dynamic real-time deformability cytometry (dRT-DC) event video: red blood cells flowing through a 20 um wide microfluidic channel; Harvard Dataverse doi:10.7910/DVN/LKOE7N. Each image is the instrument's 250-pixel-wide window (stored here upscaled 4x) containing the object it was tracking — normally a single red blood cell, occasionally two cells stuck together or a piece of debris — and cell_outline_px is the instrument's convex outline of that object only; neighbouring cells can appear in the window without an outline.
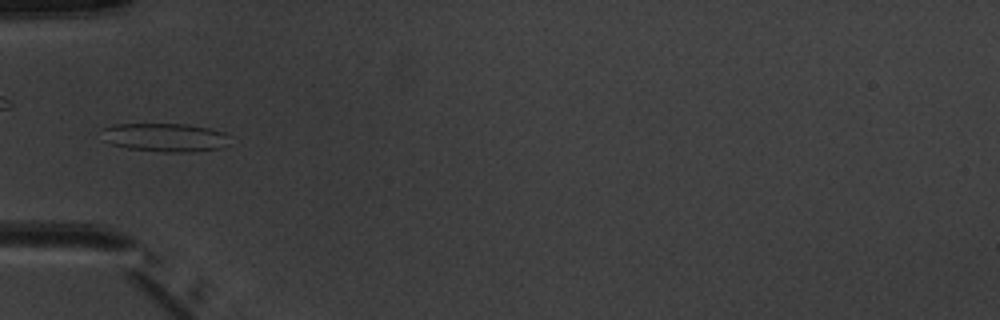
{"species": "common noctule bat (a hibernating species)", "species_latin": "Nyctalus noctula", "temperature_condition": "warm", "stored_images_in_passage": 4, "camera_frame_rate_fps": 3000, "um_per_image_px": 0.085, "animal": {"sex": "male", "body_mass_g": 20.1, "forearm_length_mm": 53.5}, "frame": {"image": 1, "passage_image": 4, "time_ms": 4.333, "image_size_px": [1000, 320], "cell_outline_px": [[232, 136], [224, 148], [192, 152], [164, 152], [128, 148], [112, 144], [104, 140], [100, 128], [116, 124], [184, 124], [208, 128], [224, 132]], "centroid_in_image_um": [14.05, 11.68], "position_along_channel_um": 70.9, "area_um2": 21.5}}